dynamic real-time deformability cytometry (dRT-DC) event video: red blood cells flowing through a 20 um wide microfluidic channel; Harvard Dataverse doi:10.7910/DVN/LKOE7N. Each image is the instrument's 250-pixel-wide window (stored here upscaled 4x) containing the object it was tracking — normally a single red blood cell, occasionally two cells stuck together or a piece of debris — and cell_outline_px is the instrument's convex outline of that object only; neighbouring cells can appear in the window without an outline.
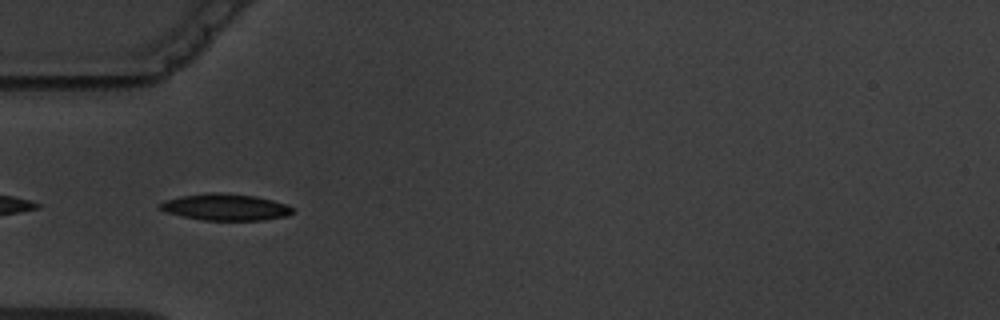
{"species": "common noctule bat (a hibernating species)", "species_latin": "Nyctalus noctula", "temperature_condition": "warm", "stored_images_in_passage": 5, "camera_frame_rate_fps": 3000, "um_per_image_px": 0.085, "animal": {"sex": "male", "body_mass_g": 19.5, "forearm_length_mm": 54.6}, "frame": {"image": 1, "passage_image": 5, "time_ms": 5.333, "image_size_px": [1000, 320], "cell_outline_px": [[296, 212], [288, 216], [264, 220], [204, 220], [184, 216], [168, 212], [160, 208], [160, 204], [168, 200], [180, 196], [208, 192], [220, 192], [256, 196], [288, 204]], "centroid_in_image_um": [19.26, 17.6], "position_along_channel_um": 65.7, "area_um2": 20.46}}